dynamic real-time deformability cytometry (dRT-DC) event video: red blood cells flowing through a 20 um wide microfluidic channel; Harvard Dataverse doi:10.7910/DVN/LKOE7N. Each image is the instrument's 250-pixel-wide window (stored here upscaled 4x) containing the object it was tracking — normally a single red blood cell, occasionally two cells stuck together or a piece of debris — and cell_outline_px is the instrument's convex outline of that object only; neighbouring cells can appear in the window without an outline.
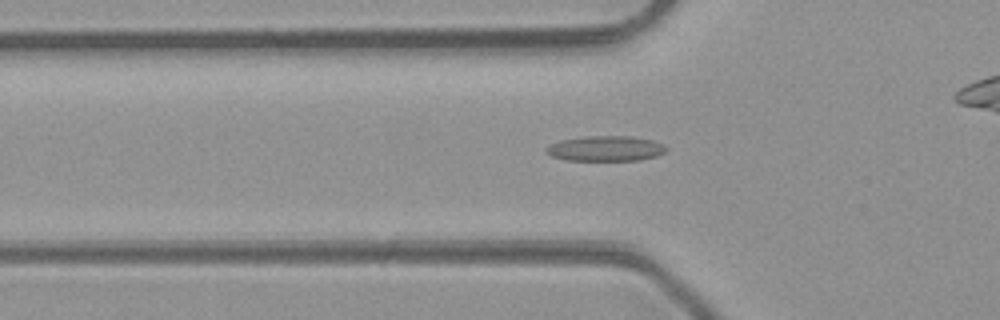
{"species": "common noctule bat (a hibernating species)", "species_latin": "Nyctalus noctula", "temperature_condition": "room temperature", "stored_images_in_passage": 41, "camera_frame_rate_fps": 3000, "um_per_image_px": 0.085, "animal": {"sex": "male", "body_mass_g": 23.1, "forearm_length_mm": 52.7}, "frame": {"image": 1, "passage_image": 16, "time_ms": 5.0, "image_size_px": [1000, 320], "cell_outline_px": [[668, 148], [664, 152], [656, 156], [640, 160], [564, 160], [552, 156], [544, 148], [560, 140], [584, 136], [632, 136], [652, 140], [664, 144]], "centroid_in_image_um": [51.5, 12.62], "position_along_channel_um": 74.3, "area_um2": 17.63}}
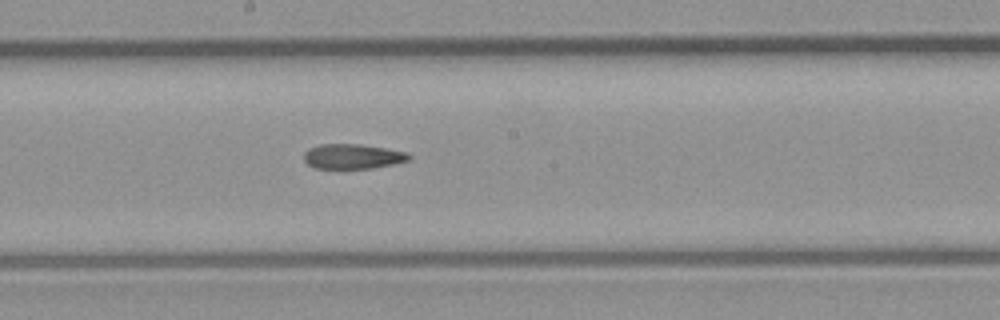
{"frame": {"image": 2, "passage_image": 26, "time_ms": 8.333, "image_size_px": [1000, 320], "cell_outline_px": [[412, 156], [408, 160], [392, 164], [372, 168], [316, 168], [308, 164], [304, 160], [304, 152], [308, 148], [320, 144], [360, 144], [408, 152]], "centroid_in_image_um": [29.96, 13.28], "position_along_channel_um": 218.2, "area_um2": 15.14}}
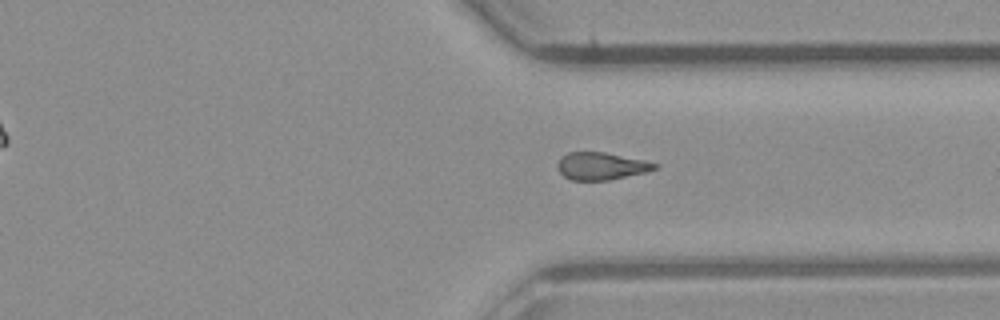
{"frame": {"image": 3, "passage_image": 36, "time_ms": 11.667, "image_size_px": [1000, 320], "cell_outline_px": [[660, 168], [644, 172], [608, 180], [572, 180], [564, 176], [556, 168], [556, 164], [560, 156], [568, 152], [604, 152], [644, 160], [660, 164]], "centroid_in_image_um": [51.08, 14.1], "position_along_channel_um": 360.3, "area_um2": 15.61}}